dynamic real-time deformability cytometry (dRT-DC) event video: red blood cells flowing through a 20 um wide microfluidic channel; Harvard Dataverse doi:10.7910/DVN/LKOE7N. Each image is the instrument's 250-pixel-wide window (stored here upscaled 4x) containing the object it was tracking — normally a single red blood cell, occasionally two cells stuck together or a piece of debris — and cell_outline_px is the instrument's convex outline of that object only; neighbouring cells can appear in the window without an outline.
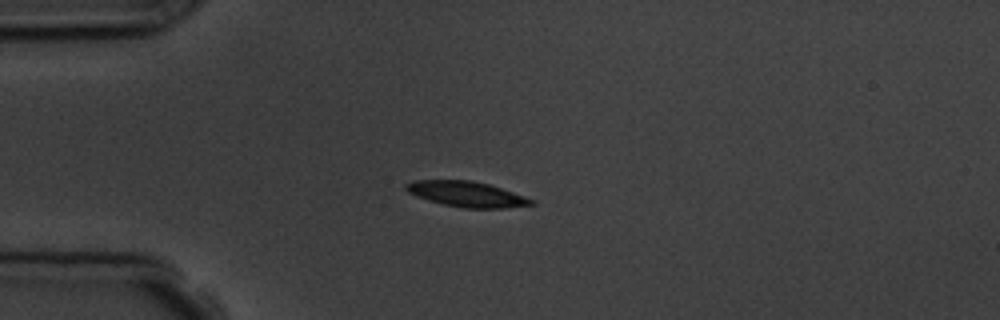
{"species": "common noctule bat (a hibernating species)", "species_latin": "Nyctalus noctula", "temperature_condition": "room temperature", "stored_images_in_passage": 5, "camera_frame_rate_fps": 3000, "um_per_image_px": 0.085, "animal": {"sex": "male", "body_mass_g": 19.5, "forearm_length_mm": 54.6}, "frame": {"image": 1, "passage_image": 4, "time_ms": 3.333, "image_size_px": [1000, 320], "cell_outline_px": [[536, 204], [504, 208], [464, 208], [444, 204], [428, 200], [416, 196], [408, 192], [404, 188], [404, 184], [412, 180], [472, 180], [488, 184], [536, 200]], "centroid_in_image_um": [39.65, 16.49], "position_along_channel_um": 45.4, "area_um2": 18.55}}